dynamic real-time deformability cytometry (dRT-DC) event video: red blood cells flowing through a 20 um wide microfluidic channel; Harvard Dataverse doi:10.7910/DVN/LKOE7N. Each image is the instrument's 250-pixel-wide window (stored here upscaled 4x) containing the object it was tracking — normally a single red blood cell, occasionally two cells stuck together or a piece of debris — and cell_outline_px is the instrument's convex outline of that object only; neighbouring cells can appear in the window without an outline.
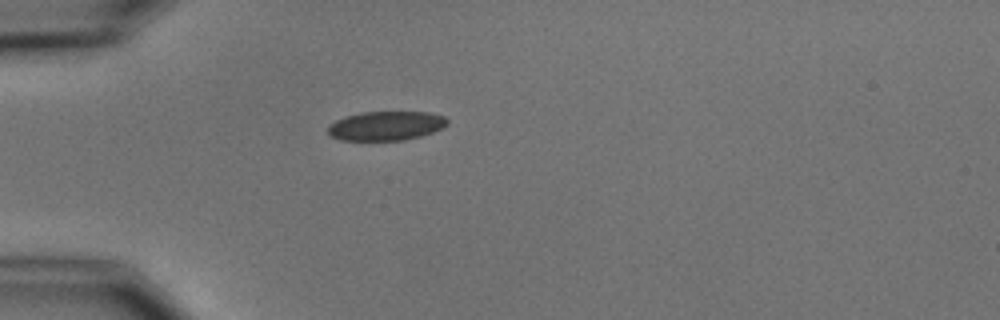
{"species": "common noctule bat (a hibernating species)", "species_latin": "Nyctalus noctula", "temperature_condition": "cold", "stored_images_in_passage": 1, "camera_frame_rate_fps": 3000, "um_per_image_px": 0.085, "animal": {"sex": "male", "body_mass_g": 15.6}, "frame": {"image": 1, "passage_image": 1, "time_ms": 0.0, "image_size_px": [1000, 320], "cell_outline_px": [[448, 124], [444, 128], [420, 136], [404, 140], [340, 140], [332, 136], [328, 132], [328, 124], [336, 120], [360, 112], [428, 112], [444, 116], [448, 120]], "centroid_in_image_um": [32.83, 10.69], "position_along_channel_um": 52.2, "area_um2": 20.29}}